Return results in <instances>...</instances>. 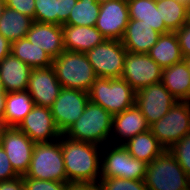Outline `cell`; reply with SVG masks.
I'll use <instances>...</instances> for the list:
<instances>
[{
  "mask_svg": "<svg viewBox=\"0 0 190 190\" xmlns=\"http://www.w3.org/2000/svg\"><path fill=\"white\" fill-rule=\"evenodd\" d=\"M61 149L69 182H99L102 147L61 135Z\"/></svg>",
  "mask_w": 190,
  "mask_h": 190,
  "instance_id": "1",
  "label": "cell"
},
{
  "mask_svg": "<svg viewBox=\"0 0 190 190\" xmlns=\"http://www.w3.org/2000/svg\"><path fill=\"white\" fill-rule=\"evenodd\" d=\"M113 115L89 100L84 112L63 134L69 139L103 147L110 144Z\"/></svg>",
  "mask_w": 190,
  "mask_h": 190,
  "instance_id": "2",
  "label": "cell"
},
{
  "mask_svg": "<svg viewBox=\"0 0 190 190\" xmlns=\"http://www.w3.org/2000/svg\"><path fill=\"white\" fill-rule=\"evenodd\" d=\"M52 67L63 88L88 92L98 78L87 55L82 52L64 50L53 60Z\"/></svg>",
  "mask_w": 190,
  "mask_h": 190,
  "instance_id": "3",
  "label": "cell"
},
{
  "mask_svg": "<svg viewBox=\"0 0 190 190\" xmlns=\"http://www.w3.org/2000/svg\"><path fill=\"white\" fill-rule=\"evenodd\" d=\"M89 100L113 116L135 105L136 91L123 78L98 77L88 91Z\"/></svg>",
  "mask_w": 190,
  "mask_h": 190,
  "instance_id": "4",
  "label": "cell"
},
{
  "mask_svg": "<svg viewBox=\"0 0 190 190\" xmlns=\"http://www.w3.org/2000/svg\"><path fill=\"white\" fill-rule=\"evenodd\" d=\"M144 183L148 190H187L190 179L176 158L166 149L147 164Z\"/></svg>",
  "mask_w": 190,
  "mask_h": 190,
  "instance_id": "5",
  "label": "cell"
},
{
  "mask_svg": "<svg viewBox=\"0 0 190 190\" xmlns=\"http://www.w3.org/2000/svg\"><path fill=\"white\" fill-rule=\"evenodd\" d=\"M23 178L68 183L61 149V137L53 142L34 145L30 167Z\"/></svg>",
  "mask_w": 190,
  "mask_h": 190,
  "instance_id": "6",
  "label": "cell"
},
{
  "mask_svg": "<svg viewBox=\"0 0 190 190\" xmlns=\"http://www.w3.org/2000/svg\"><path fill=\"white\" fill-rule=\"evenodd\" d=\"M147 163L135 159L123 145L107 144L101 151V177L144 180Z\"/></svg>",
  "mask_w": 190,
  "mask_h": 190,
  "instance_id": "7",
  "label": "cell"
},
{
  "mask_svg": "<svg viewBox=\"0 0 190 190\" xmlns=\"http://www.w3.org/2000/svg\"><path fill=\"white\" fill-rule=\"evenodd\" d=\"M150 130L168 150L190 133V101H177L160 120L150 126Z\"/></svg>",
  "mask_w": 190,
  "mask_h": 190,
  "instance_id": "8",
  "label": "cell"
},
{
  "mask_svg": "<svg viewBox=\"0 0 190 190\" xmlns=\"http://www.w3.org/2000/svg\"><path fill=\"white\" fill-rule=\"evenodd\" d=\"M127 50L120 40H108L96 45L85 54L97 77L121 78Z\"/></svg>",
  "mask_w": 190,
  "mask_h": 190,
  "instance_id": "9",
  "label": "cell"
},
{
  "mask_svg": "<svg viewBox=\"0 0 190 190\" xmlns=\"http://www.w3.org/2000/svg\"><path fill=\"white\" fill-rule=\"evenodd\" d=\"M162 70L148 54L127 52L121 78L137 92L148 85L160 83Z\"/></svg>",
  "mask_w": 190,
  "mask_h": 190,
  "instance_id": "10",
  "label": "cell"
},
{
  "mask_svg": "<svg viewBox=\"0 0 190 190\" xmlns=\"http://www.w3.org/2000/svg\"><path fill=\"white\" fill-rule=\"evenodd\" d=\"M88 102V92L61 88L57 99L50 107L54 122L61 134L79 119Z\"/></svg>",
  "mask_w": 190,
  "mask_h": 190,
  "instance_id": "11",
  "label": "cell"
},
{
  "mask_svg": "<svg viewBox=\"0 0 190 190\" xmlns=\"http://www.w3.org/2000/svg\"><path fill=\"white\" fill-rule=\"evenodd\" d=\"M0 145L6 152L14 171L19 176H24L29 170L35 143L17 127H4Z\"/></svg>",
  "mask_w": 190,
  "mask_h": 190,
  "instance_id": "12",
  "label": "cell"
},
{
  "mask_svg": "<svg viewBox=\"0 0 190 190\" xmlns=\"http://www.w3.org/2000/svg\"><path fill=\"white\" fill-rule=\"evenodd\" d=\"M177 101L160 82L137 91L135 104L151 126L160 120Z\"/></svg>",
  "mask_w": 190,
  "mask_h": 190,
  "instance_id": "13",
  "label": "cell"
},
{
  "mask_svg": "<svg viewBox=\"0 0 190 190\" xmlns=\"http://www.w3.org/2000/svg\"><path fill=\"white\" fill-rule=\"evenodd\" d=\"M17 128L35 144L53 142L62 135L54 122L50 108L38 105L33 106Z\"/></svg>",
  "mask_w": 190,
  "mask_h": 190,
  "instance_id": "14",
  "label": "cell"
},
{
  "mask_svg": "<svg viewBox=\"0 0 190 190\" xmlns=\"http://www.w3.org/2000/svg\"><path fill=\"white\" fill-rule=\"evenodd\" d=\"M129 19L127 1L111 0L100 4L95 27L106 39L121 41Z\"/></svg>",
  "mask_w": 190,
  "mask_h": 190,
  "instance_id": "15",
  "label": "cell"
},
{
  "mask_svg": "<svg viewBox=\"0 0 190 190\" xmlns=\"http://www.w3.org/2000/svg\"><path fill=\"white\" fill-rule=\"evenodd\" d=\"M61 88L55 70L50 66L32 69L26 91L35 105L50 108L57 99Z\"/></svg>",
  "mask_w": 190,
  "mask_h": 190,
  "instance_id": "16",
  "label": "cell"
},
{
  "mask_svg": "<svg viewBox=\"0 0 190 190\" xmlns=\"http://www.w3.org/2000/svg\"><path fill=\"white\" fill-rule=\"evenodd\" d=\"M149 129L145 116L135 104L113 116L110 144L123 145L137 134Z\"/></svg>",
  "mask_w": 190,
  "mask_h": 190,
  "instance_id": "17",
  "label": "cell"
},
{
  "mask_svg": "<svg viewBox=\"0 0 190 190\" xmlns=\"http://www.w3.org/2000/svg\"><path fill=\"white\" fill-rule=\"evenodd\" d=\"M26 38L38 48L46 51L53 60L65 50L63 30L57 24L33 21Z\"/></svg>",
  "mask_w": 190,
  "mask_h": 190,
  "instance_id": "18",
  "label": "cell"
},
{
  "mask_svg": "<svg viewBox=\"0 0 190 190\" xmlns=\"http://www.w3.org/2000/svg\"><path fill=\"white\" fill-rule=\"evenodd\" d=\"M160 35L141 20L129 19L121 42L127 52L148 54Z\"/></svg>",
  "mask_w": 190,
  "mask_h": 190,
  "instance_id": "19",
  "label": "cell"
},
{
  "mask_svg": "<svg viewBox=\"0 0 190 190\" xmlns=\"http://www.w3.org/2000/svg\"><path fill=\"white\" fill-rule=\"evenodd\" d=\"M63 45L68 51L86 53L106 38L95 26H74L63 24Z\"/></svg>",
  "mask_w": 190,
  "mask_h": 190,
  "instance_id": "20",
  "label": "cell"
},
{
  "mask_svg": "<svg viewBox=\"0 0 190 190\" xmlns=\"http://www.w3.org/2000/svg\"><path fill=\"white\" fill-rule=\"evenodd\" d=\"M32 68L14 57L6 56L0 63V79L6 93L26 91Z\"/></svg>",
  "mask_w": 190,
  "mask_h": 190,
  "instance_id": "21",
  "label": "cell"
},
{
  "mask_svg": "<svg viewBox=\"0 0 190 190\" xmlns=\"http://www.w3.org/2000/svg\"><path fill=\"white\" fill-rule=\"evenodd\" d=\"M161 83L178 101H190V73L184 61L162 70Z\"/></svg>",
  "mask_w": 190,
  "mask_h": 190,
  "instance_id": "22",
  "label": "cell"
},
{
  "mask_svg": "<svg viewBox=\"0 0 190 190\" xmlns=\"http://www.w3.org/2000/svg\"><path fill=\"white\" fill-rule=\"evenodd\" d=\"M148 55L162 68L183 61V55L175 32L161 34Z\"/></svg>",
  "mask_w": 190,
  "mask_h": 190,
  "instance_id": "23",
  "label": "cell"
},
{
  "mask_svg": "<svg viewBox=\"0 0 190 190\" xmlns=\"http://www.w3.org/2000/svg\"><path fill=\"white\" fill-rule=\"evenodd\" d=\"M123 146L132 157L147 164L156 159L165 150L150 129L129 139Z\"/></svg>",
  "mask_w": 190,
  "mask_h": 190,
  "instance_id": "24",
  "label": "cell"
},
{
  "mask_svg": "<svg viewBox=\"0 0 190 190\" xmlns=\"http://www.w3.org/2000/svg\"><path fill=\"white\" fill-rule=\"evenodd\" d=\"M34 105L35 104L27 91L6 93L4 126L17 127L32 110Z\"/></svg>",
  "mask_w": 190,
  "mask_h": 190,
  "instance_id": "25",
  "label": "cell"
},
{
  "mask_svg": "<svg viewBox=\"0 0 190 190\" xmlns=\"http://www.w3.org/2000/svg\"><path fill=\"white\" fill-rule=\"evenodd\" d=\"M33 19L6 6L0 18V34L10 43L25 38Z\"/></svg>",
  "mask_w": 190,
  "mask_h": 190,
  "instance_id": "26",
  "label": "cell"
},
{
  "mask_svg": "<svg viewBox=\"0 0 190 190\" xmlns=\"http://www.w3.org/2000/svg\"><path fill=\"white\" fill-rule=\"evenodd\" d=\"M127 4L130 19L141 20L160 34L170 32L161 20L160 10L153 0H130Z\"/></svg>",
  "mask_w": 190,
  "mask_h": 190,
  "instance_id": "27",
  "label": "cell"
},
{
  "mask_svg": "<svg viewBox=\"0 0 190 190\" xmlns=\"http://www.w3.org/2000/svg\"><path fill=\"white\" fill-rule=\"evenodd\" d=\"M11 54L32 69L50 67L53 63L46 51L32 44L26 37L11 43Z\"/></svg>",
  "mask_w": 190,
  "mask_h": 190,
  "instance_id": "28",
  "label": "cell"
},
{
  "mask_svg": "<svg viewBox=\"0 0 190 190\" xmlns=\"http://www.w3.org/2000/svg\"><path fill=\"white\" fill-rule=\"evenodd\" d=\"M161 20L170 32H176L187 23V5L180 0H162L156 3Z\"/></svg>",
  "mask_w": 190,
  "mask_h": 190,
  "instance_id": "29",
  "label": "cell"
},
{
  "mask_svg": "<svg viewBox=\"0 0 190 190\" xmlns=\"http://www.w3.org/2000/svg\"><path fill=\"white\" fill-rule=\"evenodd\" d=\"M100 4L96 0H77L65 24L74 26H95Z\"/></svg>",
  "mask_w": 190,
  "mask_h": 190,
  "instance_id": "30",
  "label": "cell"
},
{
  "mask_svg": "<svg viewBox=\"0 0 190 190\" xmlns=\"http://www.w3.org/2000/svg\"><path fill=\"white\" fill-rule=\"evenodd\" d=\"M34 21L57 24L58 0H34Z\"/></svg>",
  "mask_w": 190,
  "mask_h": 190,
  "instance_id": "31",
  "label": "cell"
},
{
  "mask_svg": "<svg viewBox=\"0 0 190 190\" xmlns=\"http://www.w3.org/2000/svg\"><path fill=\"white\" fill-rule=\"evenodd\" d=\"M168 151L176 158L190 179V133L186 134L177 143H174Z\"/></svg>",
  "mask_w": 190,
  "mask_h": 190,
  "instance_id": "32",
  "label": "cell"
},
{
  "mask_svg": "<svg viewBox=\"0 0 190 190\" xmlns=\"http://www.w3.org/2000/svg\"><path fill=\"white\" fill-rule=\"evenodd\" d=\"M99 185L101 190H148L144 180L100 178Z\"/></svg>",
  "mask_w": 190,
  "mask_h": 190,
  "instance_id": "33",
  "label": "cell"
},
{
  "mask_svg": "<svg viewBox=\"0 0 190 190\" xmlns=\"http://www.w3.org/2000/svg\"><path fill=\"white\" fill-rule=\"evenodd\" d=\"M25 190H66L68 183L60 181L23 178Z\"/></svg>",
  "mask_w": 190,
  "mask_h": 190,
  "instance_id": "34",
  "label": "cell"
},
{
  "mask_svg": "<svg viewBox=\"0 0 190 190\" xmlns=\"http://www.w3.org/2000/svg\"><path fill=\"white\" fill-rule=\"evenodd\" d=\"M6 6L24 14L34 21L35 2L34 0H5Z\"/></svg>",
  "mask_w": 190,
  "mask_h": 190,
  "instance_id": "35",
  "label": "cell"
},
{
  "mask_svg": "<svg viewBox=\"0 0 190 190\" xmlns=\"http://www.w3.org/2000/svg\"><path fill=\"white\" fill-rule=\"evenodd\" d=\"M19 175L14 171L9 158L0 145V182L5 180H11Z\"/></svg>",
  "mask_w": 190,
  "mask_h": 190,
  "instance_id": "36",
  "label": "cell"
},
{
  "mask_svg": "<svg viewBox=\"0 0 190 190\" xmlns=\"http://www.w3.org/2000/svg\"><path fill=\"white\" fill-rule=\"evenodd\" d=\"M183 58L190 57V23L184 24L176 32Z\"/></svg>",
  "mask_w": 190,
  "mask_h": 190,
  "instance_id": "37",
  "label": "cell"
},
{
  "mask_svg": "<svg viewBox=\"0 0 190 190\" xmlns=\"http://www.w3.org/2000/svg\"><path fill=\"white\" fill-rule=\"evenodd\" d=\"M77 0H58L57 25L62 26L68 20L69 14Z\"/></svg>",
  "mask_w": 190,
  "mask_h": 190,
  "instance_id": "38",
  "label": "cell"
},
{
  "mask_svg": "<svg viewBox=\"0 0 190 190\" xmlns=\"http://www.w3.org/2000/svg\"><path fill=\"white\" fill-rule=\"evenodd\" d=\"M23 176L0 182V190H23Z\"/></svg>",
  "mask_w": 190,
  "mask_h": 190,
  "instance_id": "39",
  "label": "cell"
},
{
  "mask_svg": "<svg viewBox=\"0 0 190 190\" xmlns=\"http://www.w3.org/2000/svg\"><path fill=\"white\" fill-rule=\"evenodd\" d=\"M66 190H101L99 182H69Z\"/></svg>",
  "mask_w": 190,
  "mask_h": 190,
  "instance_id": "40",
  "label": "cell"
},
{
  "mask_svg": "<svg viewBox=\"0 0 190 190\" xmlns=\"http://www.w3.org/2000/svg\"><path fill=\"white\" fill-rule=\"evenodd\" d=\"M11 54V43L0 34V63Z\"/></svg>",
  "mask_w": 190,
  "mask_h": 190,
  "instance_id": "41",
  "label": "cell"
},
{
  "mask_svg": "<svg viewBox=\"0 0 190 190\" xmlns=\"http://www.w3.org/2000/svg\"><path fill=\"white\" fill-rule=\"evenodd\" d=\"M5 97L6 94H0V122L4 125V113H5Z\"/></svg>",
  "mask_w": 190,
  "mask_h": 190,
  "instance_id": "42",
  "label": "cell"
},
{
  "mask_svg": "<svg viewBox=\"0 0 190 190\" xmlns=\"http://www.w3.org/2000/svg\"><path fill=\"white\" fill-rule=\"evenodd\" d=\"M6 8V1L5 0H0V18Z\"/></svg>",
  "mask_w": 190,
  "mask_h": 190,
  "instance_id": "43",
  "label": "cell"
},
{
  "mask_svg": "<svg viewBox=\"0 0 190 190\" xmlns=\"http://www.w3.org/2000/svg\"><path fill=\"white\" fill-rule=\"evenodd\" d=\"M183 61L185 62L186 66H187V69L190 73V57L188 58H184Z\"/></svg>",
  "mask_w": 190,
  "mask_h": 190,
  "instance_id": "44",
  "label": "cell"
},
{
  "mask_svg": "<svg viewBox=\"0 0 190 190\" xmlns=\"http://www.w3.org/2000/svg\"><path fill=\"white\" fill-rule=\"evenodd\" d=\"M187 22L190 23V4L187 5Z\"/></svg>",
  "mask_w": 190,
  "mask_h": 190,
  "instance_id": "45",
  "label": "cell"
},
{
  "mask_svg": "<svg viewBox=\"0 0 190 190\" xmlns=\"http://www.w3.org/2000/svg\"><path fill=\"white\" fill-rule=\"evenodd\" d=\"M0 94H6L3 84L1 82V79H0Z\"/></svg>",
  "mask_w": 190,
  "mask_h": 190,
  "instance_id": "46",
  "label": "cell"
},
{
  "mask_svg": "<svg viewBox=\"0 0 190 190\" xmlns=\"http://www.w3.org/2000/svg\"><path fill=\"white\" fill-rule=\"evenodd\" d=\"M107 1H111V0H96V2H98L99 4L105 3Z\"/></svg>",
  "mask_w": 190,
  "mask_h": 190,
  "instance_id": "47",
  "label": "cell"
},
{
  "mask_svg": "<svg viewBox=\"0 0 190 190\" xmlns=\"http://www.w3.org/2000/svg\"><path fill=\"white\" fill-rule=\"evenodd\" d=\"M4 127L5 126L0 122V137H1V132H2V130H3Z\"/></svg>",
  "mask_w": 190,
  "mask_h": 190,
  "instance_id": "48",
  "label": "cell"
},
{
  "mask_svg": "<svg viewBox=\"0 0 190 190\" xmlns=\"http://www.w3.org/2000/svg\"><path fill=\"white\" fill-rule=\"evenodd\" d=\"M182 2H184L186 5L190 4V0H180Z\"/></svg>",
  "mask_w": 190,
  "mask_h": 190,
  "instance_id": "49",
  "label": "cell"
},
{
  "mask_svg": "<svg viewBox=\"0 0 190 190\" xmlns=\"http://www.w3.org/2000/svg\"><path fill=\"white\" fill-rule=\"evenodd\" d=\"M155 3H157V2H160V1H162V0H153Z\"/></svg>",
  "mask_w": 190,
  "mask_h": 190,
  "instance_id": "50",
  "label": "cell"
}]
</instances>
